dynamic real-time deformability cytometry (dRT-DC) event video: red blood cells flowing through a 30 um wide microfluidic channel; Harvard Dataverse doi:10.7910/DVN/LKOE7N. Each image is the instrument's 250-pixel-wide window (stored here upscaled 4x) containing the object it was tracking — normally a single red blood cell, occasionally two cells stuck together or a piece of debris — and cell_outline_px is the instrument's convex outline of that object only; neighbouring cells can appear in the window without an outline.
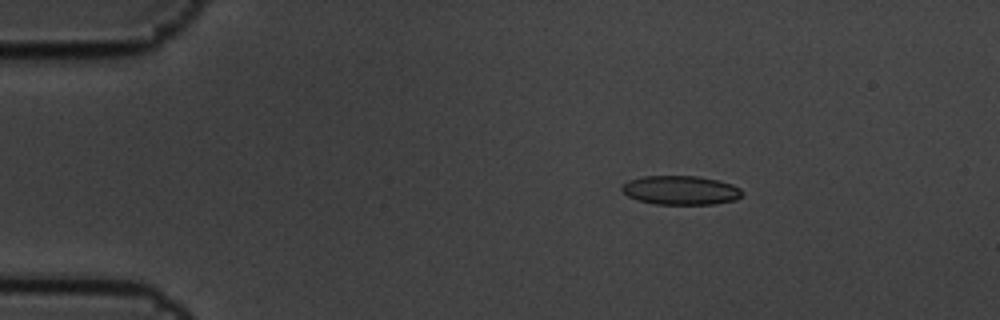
{"species": "common noctule bat (a hibernating species)", "species_latin": "Nyctalus noctula", "temperature_condition": "cold", "stored_images_in_passage": 4, "camera_frame_rate_fps": 3000, "um_per_image_px": 0.085, "animal": {"sex": "male", "body_mass_g": 19.5, "forearm_length_mm": 54.6}, "frame": {"image": 1, "passage_image": 1, "time_ms": 0.0, "image_size_px": [1000, 320], "cell_outline_px": [[744, 192], [736, 200], [712, 204], [656, 204], [636, 200], [628, 196], [620, 188], [628, 180], [644, 176], [700, 176], [732, 184], [740, 188]], "centroid_in_image_um": [57.86, 16.17], "position_along_channel_um": 27.1, "area_um2": 20.35}}
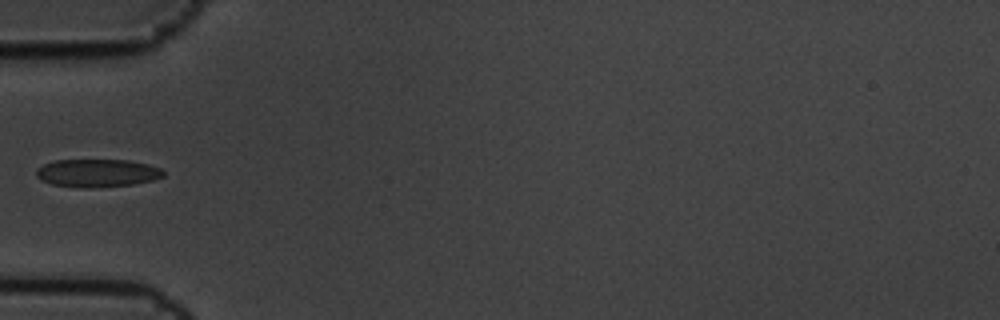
{"frame": {"image": 2, "passage_image": 4, "time_ms": 1.0, "image_size_px": [1000, 320], "cell_outline_px": [[164, 176], [152, 180], [132, 184], [92, 188], [80, 188], [52, 184], [40, 180], [36, 176], [36, 168], [44, 164], [56, 160], [128, 160], [148, 164], [160, 168], [164, 172]], "centroid_in_image_um": [8.23, 14.71], "position_along_channel_um": 76.8, "area_um2": 20.75}}